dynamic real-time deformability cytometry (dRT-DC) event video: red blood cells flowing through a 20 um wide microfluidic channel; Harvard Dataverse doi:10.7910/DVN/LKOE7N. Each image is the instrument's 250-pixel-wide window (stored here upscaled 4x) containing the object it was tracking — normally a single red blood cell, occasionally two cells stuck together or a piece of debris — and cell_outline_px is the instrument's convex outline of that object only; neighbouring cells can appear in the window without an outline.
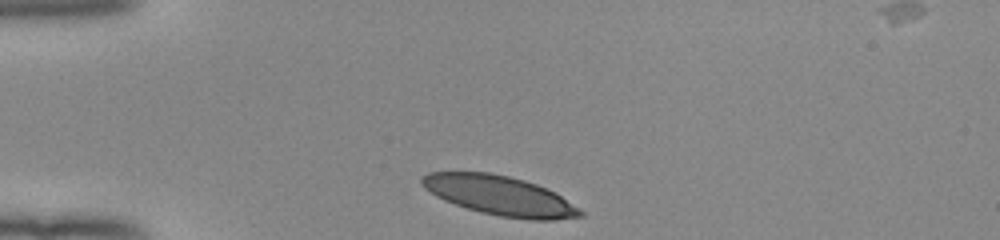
{"species": "human", "species_latin": "Homo sapiens", "temperature_condition": "room temperature", "stored_images_in_passage": 31, "camera_frame_rate_fps": 3000, "um_per_image_px": 0.085, "donor": {"sex": "female"}, "frame": {"image": 1, "passage_image": 1, "time_ms": 0.0, "image_size_px": [1000, 240], "cell_outline_px": [[584, 216], [556, 220], [532, 220], [500, 216], [480, 212], [444, 200], [436, 196], [424, 188], [420, 184], [420, 180], [428, 172], [488, 172], [508, 176], [524, 180], [536, 184], [560, 196], [580, 208], [584, 212]], "centroid_in_image_um": [42.47, 16.63], "position_along_channel_um": 42.5, "area_um2": 36.18}}
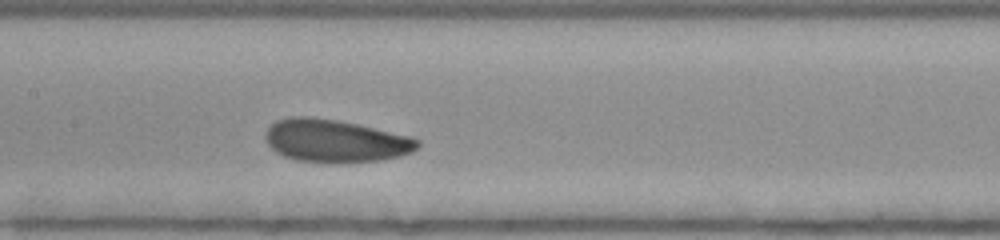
{"frame": {"image": 2, "passage_image": 14, "time_ms": 4.333, "image_size_px": [1000, 240], "cell_outline_px": [[420, 144], [412, 152], [400, 156], [380, 160], [296, 160], [284, 156], [276, 152], [268, 144], [264, 136], [268, 128], [276, 120], [292, 116], [308, 116], [336, 120], [356, 124], [408, 136], [420, 140]], "centroid_in_image_um": [28.47, 11.93], "position_along_channel_um": 178.9, "area_um2": 36.7}}
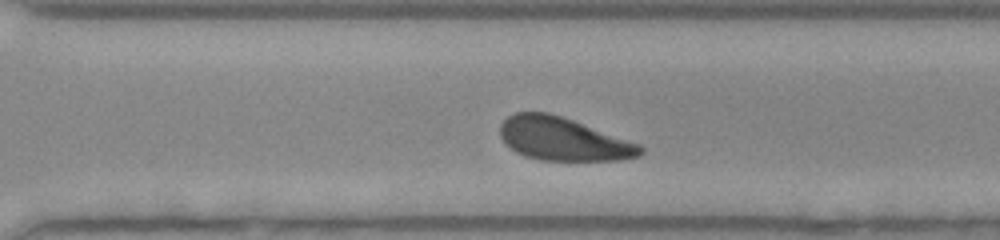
{"frame": {"image": 3, "passage_image": 25, "time_ms": 8.0, "image_size_px": [1000, 240], "cell_outline_px": [[644, 152], [640, 156], [620, 160], [540, 160], [524, 156], [516, 152], [500, 136], [500, 124], [508, 116], [516, 112], [548, 112], [572, 120], [640, 144], [644, 148]], "centroid_in_image_um": [47.88, 11.82], "position_along_channel_um": 322.7, "area_um2": 34.97}, "authors_computed_cell_mechanics": {"area_um2": 37.1654, "velocity_mm_per_s": 3.9219, "shape_relaxation_time_tau1_ms": 2.5724, "shape_relaxation_time_tau2_ms": 3.0718, "deformation_change_tau1": 0.0857, "deformation_change_tau2": 0.0978}}